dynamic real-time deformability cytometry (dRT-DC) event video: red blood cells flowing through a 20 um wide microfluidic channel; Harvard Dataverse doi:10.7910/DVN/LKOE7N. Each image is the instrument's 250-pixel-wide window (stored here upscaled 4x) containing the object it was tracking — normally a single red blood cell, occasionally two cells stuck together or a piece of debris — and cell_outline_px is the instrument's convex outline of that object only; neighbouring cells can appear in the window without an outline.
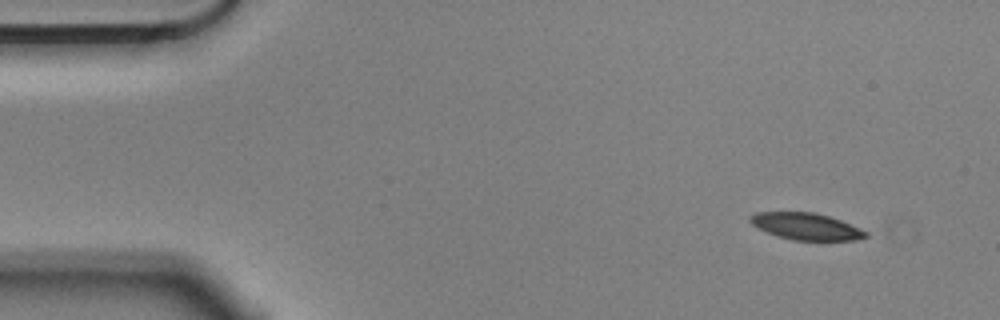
{"species": "Egyptian fruit bat (a non-hibernating species)", "species_latin": "Rousettus aegyptiacus", "temperature_condition": "cold", "stored_images_in_passage": 4, "camera_frame_rate_fps": 3000, "um_per_image_px": 0.085, "animal": {"sex": "male"}, "frame": {"image": 1, "passage_image": 1, "time_ms": 0.0, "image_size_px": [1000, 320], "cell_outline_px": [[868, 236], [856, 240], [792, 240], [776, 236], [752, 224], [748, 220], [748, 216], [756, 212], [816, 212], [840, 220], [860, 228], [868, 232]], "centroid_in_image_um": [68.51, 19.24], "position_along_channel_um": 16.5, "area_um2": 18.03}}
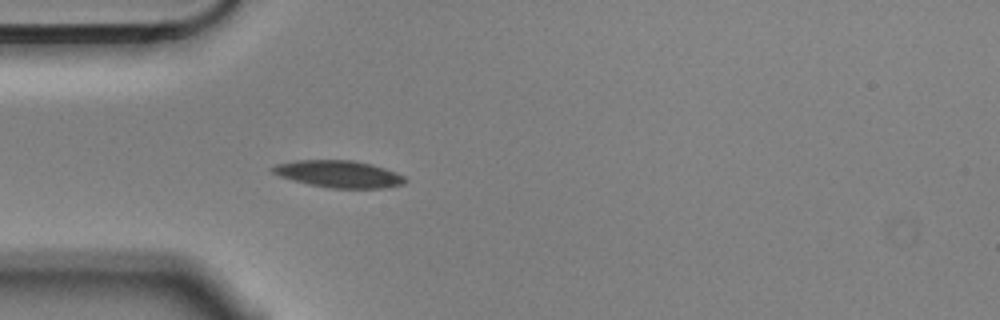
{"frame": {"image": 2, "passage_image": 4, "time_ms": 1.0, "image_size_px": [1000, 320], "cell_outline_px": [[408, 180], [404, 184], [384, 188], [328, 188], [308, 184], [292, 180], [280, 176], [272, 172], [268, 168], [276, 164], [296, 160], [352, 160], [372, 164], [396, 172], [404, 176]], "centroid_in_image_um": [28.79, 14.79], "position_along_channel_um": 56.2, "area_um2": 21.04}}